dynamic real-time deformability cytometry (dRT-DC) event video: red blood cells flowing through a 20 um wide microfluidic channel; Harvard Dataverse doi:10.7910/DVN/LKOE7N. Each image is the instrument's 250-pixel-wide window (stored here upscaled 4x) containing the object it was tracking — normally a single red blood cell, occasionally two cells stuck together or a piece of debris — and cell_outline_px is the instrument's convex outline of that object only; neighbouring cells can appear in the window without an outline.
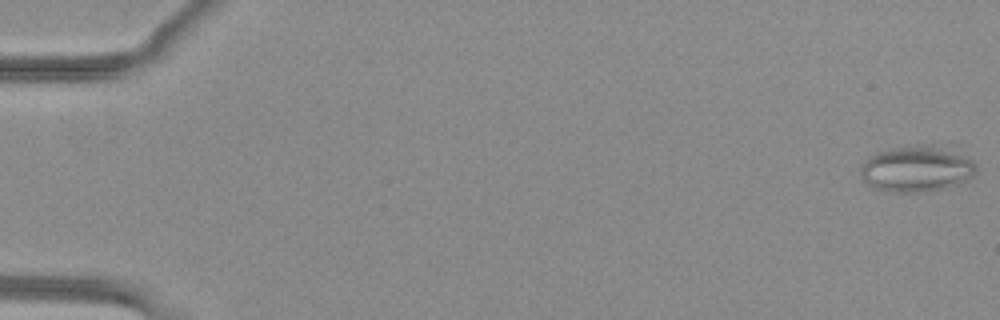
{"species": "common noctule bat (a hibernating species)", "species_latin": "Nyctalus noctula", "temperature_condition": "warm", "stored_images_in_passage": 52, "camera_frame_rate_fps": 3000, "um_per_image_px": 0.085, "animal": {"sex": "female", "body_mass_g": 29.2, "forearm_length_mm": 56.3}, "frame": {"image": 1, "passage_image": 1, "time_ms": 0.0, "image_size_px": [1000, 320], "cell_outline_px": [[976, 176], [960, 184], [944, 188], [924, 192], [892, 192], [876, 188], [868, 184], [864, 180], [860, 172], [860, 168], [864, 160], [876, 152], [896, 148], [952, 140], [976, 164]], "centroid_in_image_um": [78.08, 14.27], "position_along_channel_um": 6.9, "area_um2": 32.66}}
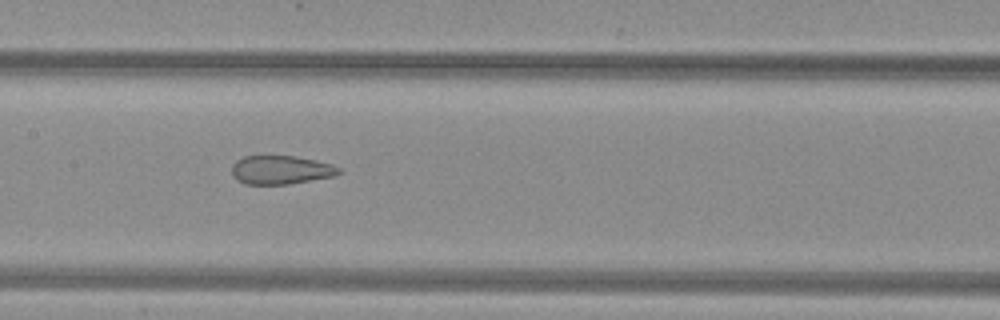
{"frame": {"image": 2, "passage_image": 27, "time_ms": 8.667, "image_size_px": [1000, 320], "cell_outline_px": [[340, 172], [336, 176], [288, 184], [244, 184], [236, 180], [232, 176], [232, 164], [236, 160], [244, 156], [296, 156], [316, 160], [332, 164], [340, 168]], "centroid_in_image_um": [23.86, 14.44], "position_along_channel_um": 183.5, "area_um2": 18.03}}
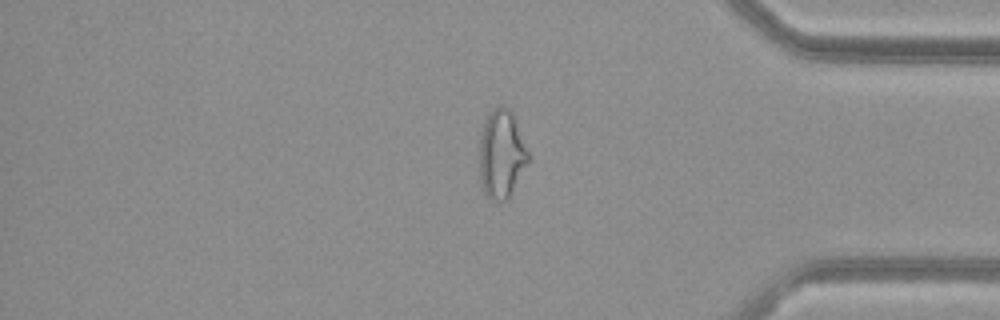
{"frame": {"image": 3, "passage_image": 44, "time_ms": 14.333, "image_size_px": [1000, 320], "cell_outline_px": [[528, 164], [508, 200], [492, 200], [484, 192], [480, 184], [480, 132], [488, 112], [492, 108], [500, 104], [508, 108], [512, 112], [528, 152]], "centroid_in_image_um": [42.61, 13.09], "position_along_channel_um": 392.6, "area_um2": 25.26}, "authors_computed_cell_mechanics": {"area_um2": 24.9407, "velocity_mm_per_s": 4.0534, "shape_relaxation_time_tau1_ms": null, "shape_relaxation_time_tau2_ms": 1.5882, "deformation_change_tau1": null, "deformation_change_tau2": 0.1031}}